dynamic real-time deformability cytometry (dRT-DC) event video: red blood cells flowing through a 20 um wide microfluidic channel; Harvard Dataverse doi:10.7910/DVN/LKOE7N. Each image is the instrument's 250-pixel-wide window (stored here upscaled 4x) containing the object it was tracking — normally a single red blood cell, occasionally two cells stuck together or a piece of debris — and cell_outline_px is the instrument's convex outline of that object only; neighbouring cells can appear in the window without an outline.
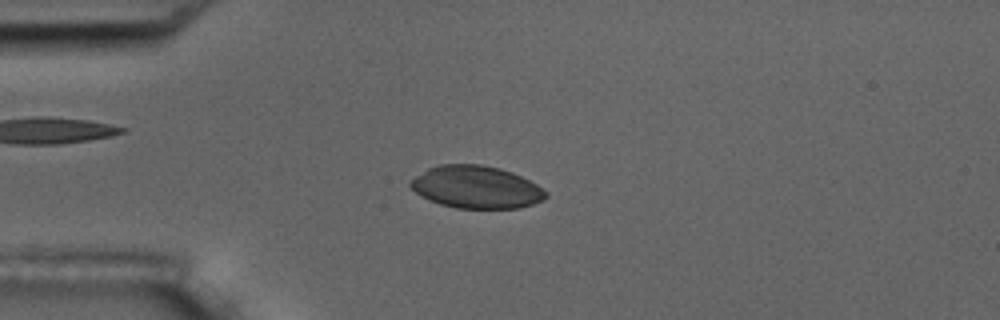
{"species": "common noctule bat (a hibernating species)", "species_latin": "Nyctalus noctula", "temperature_condition": "room temperature", "stored_images_in_passage": 12, "camera_frame_rate_fps": 3000, "um_per_image_px": 0.085, "animal": {"sex": "male", "body_mass_g": 17.5, "forearm_length_mm": 52.3}, "frame": {"image": 1, "passage_image": 4, "time_ms": 3.333, "image_size_px": [1000, 320], "cell_outline_px": [[548, 196], [544, 200], [520, 208], [456, 208], [440, 204], [420, 196], [408, 184], [408, 180], [428, 168], [440, 164], [480, 164], [500, 168], [512, 172], [536, 184], [548, 192]], "centroid_in_image_um": [40.46, 15.9], "position_along_channel_um": 44.5, "area_um2": 33.64}}
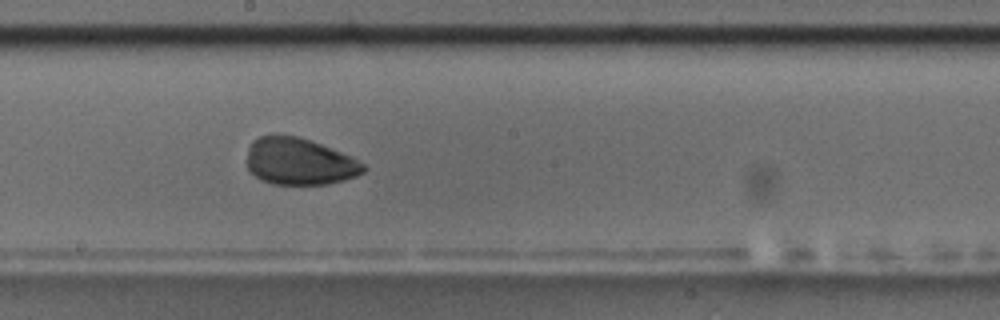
{"frame": {"image": 2, "passage_image": 9, "time_ms": 9.0, "image_size_px": [1000, 320], "cell_outline_px": [[368, 168], [364, 172], [356, 176], [344, 180], [328, 184], [272, 184], [260, 180], [248, 168], [248, 148], [252, 140], [260, 136], [276, 132], [296, 136], [320, 144], [352, 156], [364, 164]], "centroid_in_image_um": [25.44, 13.71], "position_along_channel_um": 222.8, "area_um2": 32.14}}
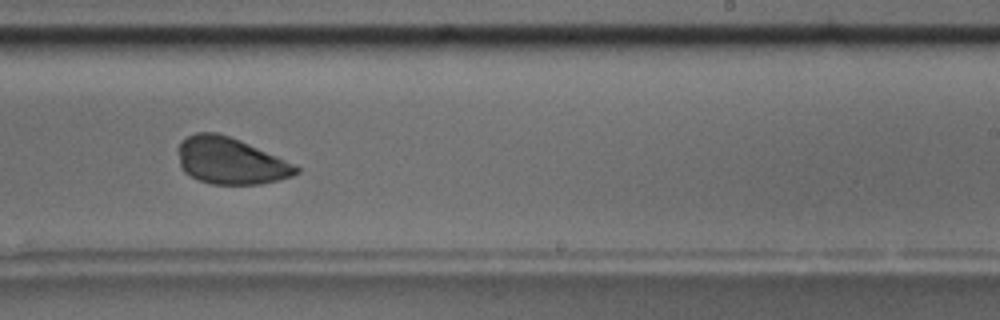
{"frame": {"image": 3, "passage_image": 10, "time_ms": 10.333, "image_size_px": [1000, 320], "cell_outline_px": [[300, 172], [292, 176], [260, 184], [212, 184], [200, 180], [184, 172], [180, 164], [176, 148], [180, 140], [196, 132], [216, 132], [240, 140], [296, 164], [300, 168]], "centroid_in_image_um": [19.58, 13.66], "position_along_channel_um": 269.4, "area_um2": 32.14}}